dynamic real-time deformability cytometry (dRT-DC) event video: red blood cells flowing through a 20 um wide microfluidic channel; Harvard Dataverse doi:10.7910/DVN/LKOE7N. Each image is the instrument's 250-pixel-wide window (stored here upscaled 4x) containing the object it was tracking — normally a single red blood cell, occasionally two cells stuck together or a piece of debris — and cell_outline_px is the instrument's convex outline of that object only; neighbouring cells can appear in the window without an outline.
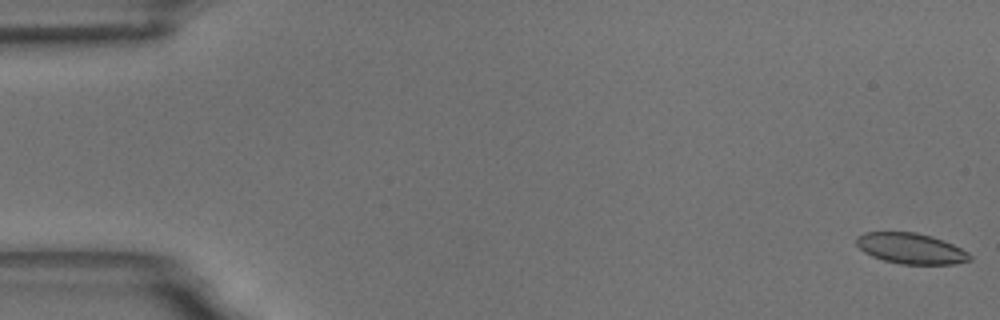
{"species": "common noctule bat (a hibernating species)", "species_latin": "Nyctalus noctula", "temperature_condition": "room temperature", "stored_images_in_passage": 7, "camera_frame_rate_fps": 3000, "um_per_image_px": 0.085, "animal": {"sex": "male", "body_mass_g": 18.8}, "frame": {"image": 1, "passage_image": 1, "time_ms": 0.0, "image_size_px": [1000, 320], "cell_outline_px": [[972, 260], [952, 264], [900, 264], [884, 260], [872, 256], [864, 252], [856, 244], [856, 236], [864, 232], [916, 232], [932, 236], [944, 240], [968, 252], [972, 256]], "centroid_in_image_um": [77.42, 21.11], "position_along_channel_um": 7.6, "area_um2": 20.35}}
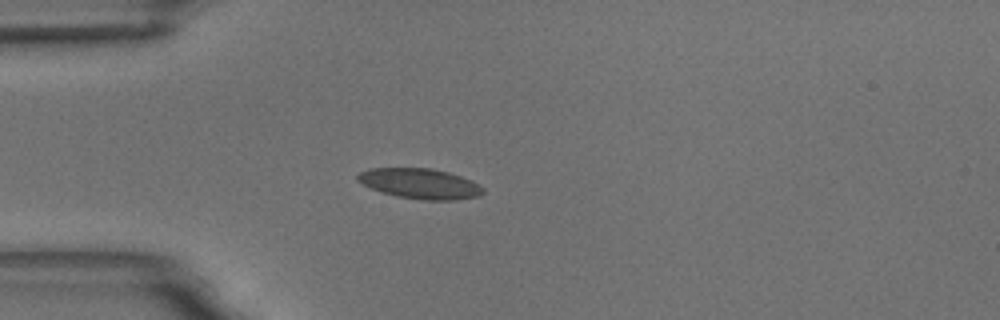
{"frame": {"image": 2, "passage_image": 5, "time_ms": 5.0, "image_size_px": [1000, 320], "cell_outline_px": [[484, 192], [480, 196], [452, 200], [420, 200], [396, 196], [380, 192], [356, 180], [356, 176], [360, 172], [368, 168], [432, 168], [448, 172], [472, 180], [484, 188]], "centroid_in_image_um": [35.7, 15.61], "position_along_channel_um": 49.3, "area_um2": 22.25}}